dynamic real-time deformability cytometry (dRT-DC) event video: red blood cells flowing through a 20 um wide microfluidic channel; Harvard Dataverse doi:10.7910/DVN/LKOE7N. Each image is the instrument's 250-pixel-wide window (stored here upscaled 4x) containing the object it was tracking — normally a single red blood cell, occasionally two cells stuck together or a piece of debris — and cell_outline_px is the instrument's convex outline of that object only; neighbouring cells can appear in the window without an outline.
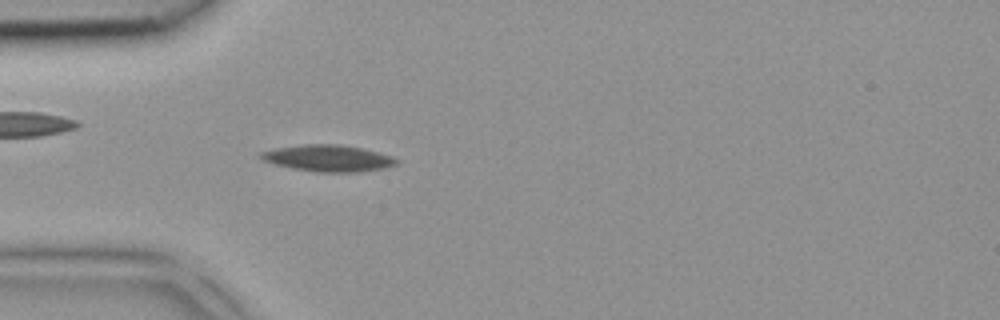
{"species": "common noctule bat (a hibernating species)", "species_latin": "Nyctalus noctula", "temperature_condition": "room temperature", "stored_images_in_passage": 42, "camera_frame_rate_fps": 3000, "um_per_image_px": 0.085, "animal": {"sex": "female", "body_mass_g": 18.4}, "frame": {"image": 1, "passage_image": 12, "time_ms": 3.667, "image_size_px": [1000, 320], "cell_outline_px": [[400, 160], [396, 164], [384, 168], [356, 172], [316, 172], [292, 168], [276, 164], [264, 160], [256, 156], [260, 152], [276, 148], [304, 144], [340, 144], [360, 148], [392, 156]], "centroid_in_image_um": [27.87, 13.45], "position_along_channel_um": 57.1, "area_um2": 20.87}}
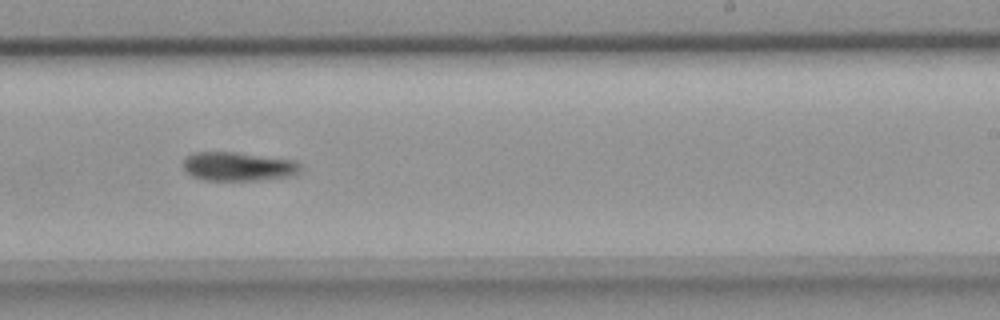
{"frame": {"image": 2, "passage_image": 26, "time_ms": 8.333, "image_size_px": [1000, 320], "cell_outline_px": [[304, 168], [296, 176], [256, 180], [204, 180], [192, 176], [184, 168], [184, 156], [196, 152], [236, 152], [296, 160]], "centroid_in_image_um": [20.32, 14.15], "position_along_channel_um": 268.7, "area_um2": 20.0}}
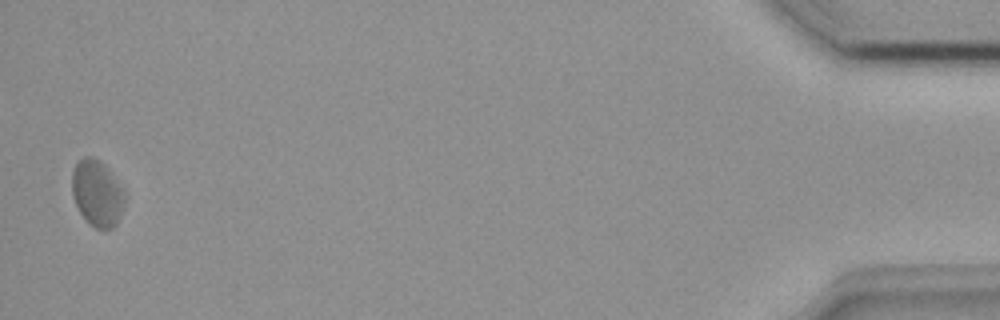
{"frame": {"image": 3, "passage_image": 42, "time_ms": 13.667, "image_size_px": [1000, 320], "cell_outline_px": [[124, 200], [116, 224], [112, 228], [96, 228], [88, 224], [84, 220], [72, 196], [72, 172], [76, 164], [84, 156], [92, 156], [100, 160], [108, 168], [124, 188]], "centroid_in_image_um": [8.24, 16.4], "position_along_channel_um": 427.0, "area_um2": 20.35}}